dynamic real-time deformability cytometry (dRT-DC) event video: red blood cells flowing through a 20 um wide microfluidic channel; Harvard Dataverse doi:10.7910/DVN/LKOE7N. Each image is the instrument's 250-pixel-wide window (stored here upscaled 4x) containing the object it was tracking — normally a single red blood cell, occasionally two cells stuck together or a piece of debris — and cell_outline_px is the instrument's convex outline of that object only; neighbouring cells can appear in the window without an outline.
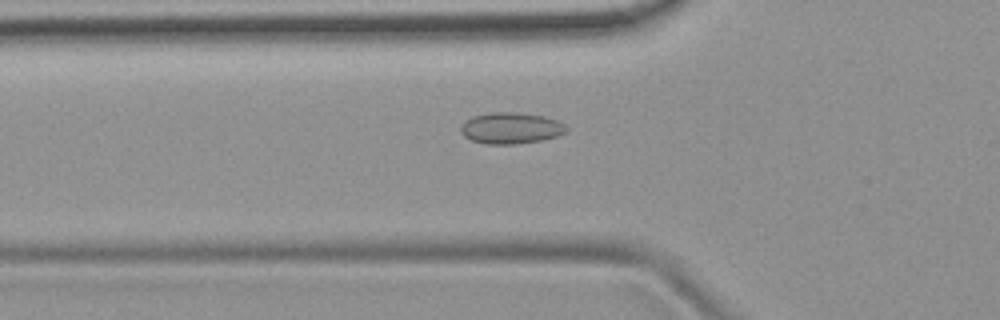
{"species": "common noctule bat (a hibernating species)", "species_latin": "Nyctalus noctula", "temperature_condition": "room temperature", "stored_images_in_passage": 41, "camera_frame_rate_fps": 3000, "um_per_image_px": 0.085, "animal": {"sex": "female", "body_mass_g": 19.9}, "frame": {"image": 1, "passage_image": 7, "time_ms": 2.0, "image_size_px": [1000, 320], "cell_outline_px": [[568, 128], [564, 132], [556, 136], [544, 140], [516, 144], [484, 144], [472, 140], [464, 136], [460, 132], [460, 128], [472, 116], [492, 112], [512, 112], [544, 116], [556, 120], [564, 124]], "centroid_in_image_um": [43.42, 10.9], "position_along_channel_um": 82.4, "area_um2": 19.13}}
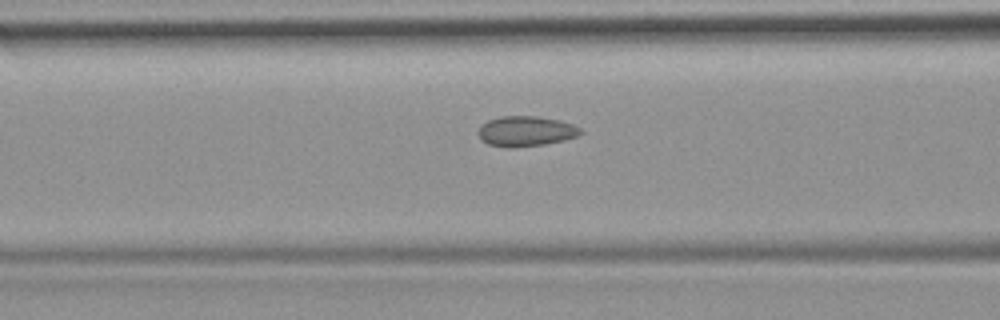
{"frame": {"image": 2, "passage_image": 10, "time_ms": 3.0, "image_size_px": [1000, 320], "cell_outline_px": [[584, 132], [576, 136], [564, 140], [544, 144], [508, 148], [488, 144], [480, 136], [480, 128], [488, 120], [500, 116], [536, 116], [560, 120], [572, 124], [580, 128]], "centroid_in_image_um": [44.74, 11.15], "position_along_channel_um": 121.9, "area_um2": 17.74}}
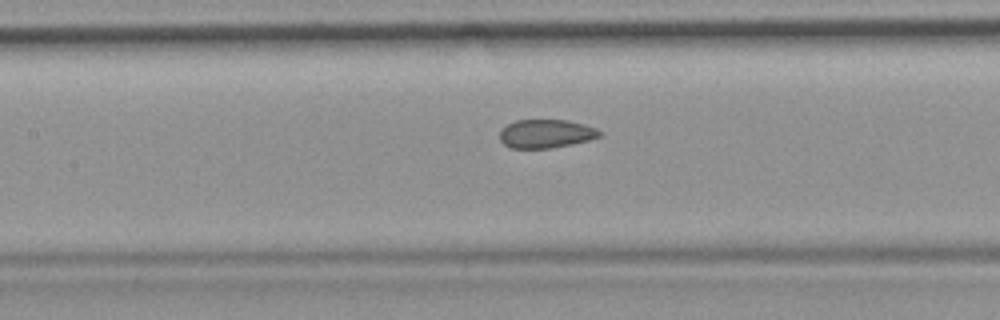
{"frame": {"image": 3, "passage_image": 13, "time_ms": 4.0, "image_size_px": [1000, 320], "cell_outline_px": [[604, 132], [600, 136], [588, 140], [572, 144], [552, 148], [512, 148], [504, 144], [500, 140], [500, 132], [508, 124], [516, 120], [568, 120], [584, 124], [596, 128]], "centroid_in_image_um": [46.44, 11.36], "position_along_channel_um": 161.0, "area_um2": 16.59}, "authors_computed_cell_mechanics": {"area_um2": 17.4556, "velocity_mm_per_s": 3.9004, "shape_relaxation_time_tau1_ms": null, "shape_relaxation_time_tau2_ms": 1.7023, "deformation_change_tau1": null, "deformation_change_tau2": 0.0625}}